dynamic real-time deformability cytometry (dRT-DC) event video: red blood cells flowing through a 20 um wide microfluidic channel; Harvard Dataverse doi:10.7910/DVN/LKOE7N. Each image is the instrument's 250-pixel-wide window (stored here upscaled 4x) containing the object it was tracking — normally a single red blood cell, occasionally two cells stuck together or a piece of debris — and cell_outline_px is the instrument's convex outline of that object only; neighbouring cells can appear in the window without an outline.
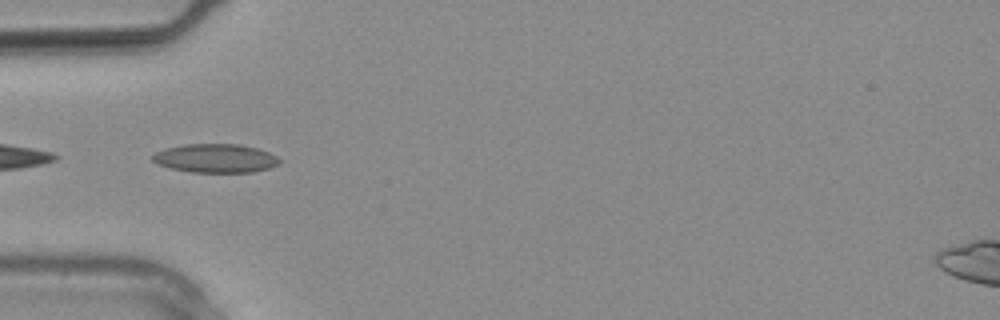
{"species": "common noctule bat (a hibernating species)", "species_latin": "Nyctalus noctula", "temperature_condition": "warm", "stored_images_in_passage": 12, "camera_frame_rate_fps": 3000, "um_per_image_px": 0.085, "animal": {"sex": "male", "body_mass_g": 20.4}, "frame": {"image": 1, "passage_image": 1, "time_ms": 0.0, "image_size_px": [1000, 320], "cell_outline_px": [[280, 164], [268, 168], [252, 172], [192, 172], [168, 168], [156, 164], [152, 160], [152, 156], [156, 152], [164, 148], [184, 144], [240, 144], [256, 148], [268, 152], [276, 156], [280, 160]], "centroid_in_image_um": [18.28, 13.45], "position_along_channel_um": 66.7, "area_um2": 21.33}}
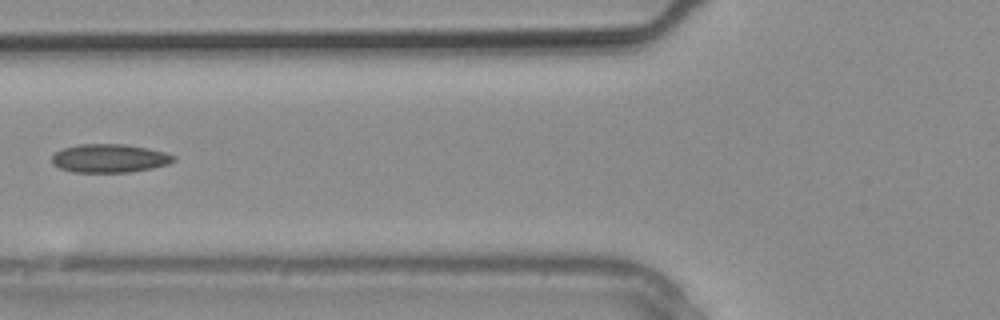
{"frame": {"image": 2, "passage_image": 3, "time_ms": 0.667, "image_size_px": [1000, 320], "cell_outline_px": [[176, 160], [168, 164], [152, 168], [128, 172], [72, 172], [60, 168], [52, 164], [52, 156], [56, 152], [64, 148], [80, 144], [124, 144], [148, 148], [164, 152], [176, 156]], "centroid_in_image_um": [9.32, 13.45], "position_along_channel_um": 116.5, "area_um2": 20.17}}